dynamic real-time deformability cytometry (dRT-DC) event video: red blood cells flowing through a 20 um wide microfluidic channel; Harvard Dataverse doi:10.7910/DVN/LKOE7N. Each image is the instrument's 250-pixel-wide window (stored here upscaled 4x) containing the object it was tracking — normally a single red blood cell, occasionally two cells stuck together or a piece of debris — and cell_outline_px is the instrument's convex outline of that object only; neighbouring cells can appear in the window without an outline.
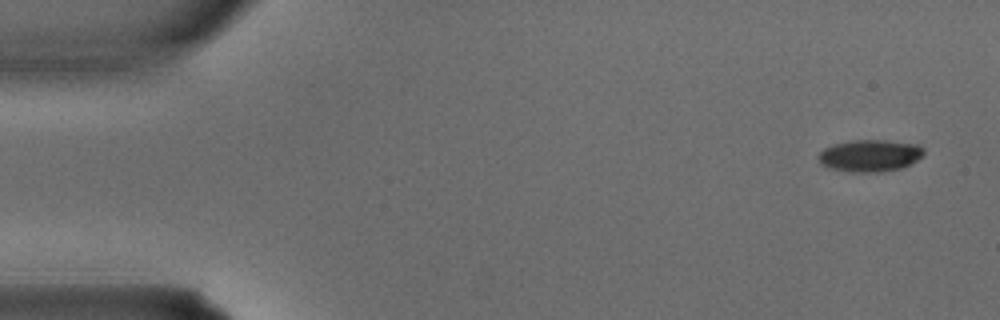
{"species": "common noctule bat (a hibernating species)", "species_latin": "Nyctalus noctula", "temperature_condition": "warm", "stored_images_in_passage": 3, "camera_frame_rate_fps": 3000, "um_per_image_px": 0.085, "animal": {"sex": "male", "body_mass_g": 15.6}, "frame": {"image": 1, "passage_image": 1, "time_ms": 0.0, "image_size_px": [1000, 320], "cell_outline_px": [[924, 152], [916, 160], [900, 168], [880, 172], [852, 172], [828, 168], [820, 164], [816, 156], [824, 148], [832, 144], [852, 140], [884, 140], [916, 144], [924, 148]], "centroid_in_image_um": [73.87, 13.22], "position_along_channel_um": 11.1, "area_um2": 19.65}}
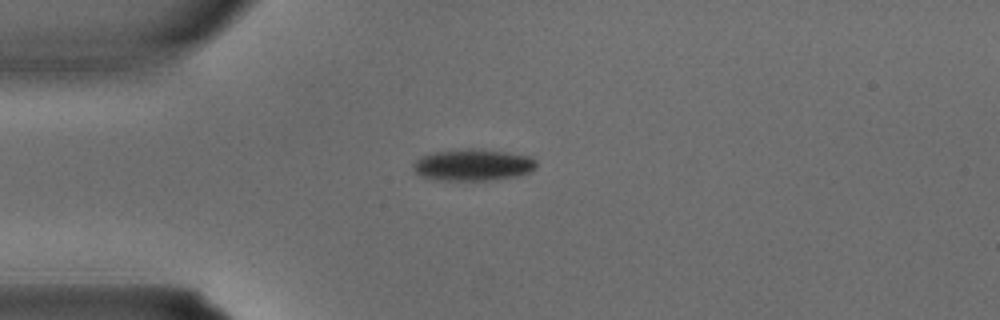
{"frame": {"image": 2, "passage_image": 3, "time_ms": 0.667, "image_size_px": [1000, 320], "cell_outline_px": [[536, 168], [532, 172], [516, 176], [488, 180], [436, 180], [420, 176], [412, 168], [412, 164], [420, 156], [432, 152], [468, 148], [480, 148], [532, 156], [536, 160]], "centroid_in_image_um": [40.2, 14.0], "position_along_channel_um": 44.8, "area_um2": 23.06}}